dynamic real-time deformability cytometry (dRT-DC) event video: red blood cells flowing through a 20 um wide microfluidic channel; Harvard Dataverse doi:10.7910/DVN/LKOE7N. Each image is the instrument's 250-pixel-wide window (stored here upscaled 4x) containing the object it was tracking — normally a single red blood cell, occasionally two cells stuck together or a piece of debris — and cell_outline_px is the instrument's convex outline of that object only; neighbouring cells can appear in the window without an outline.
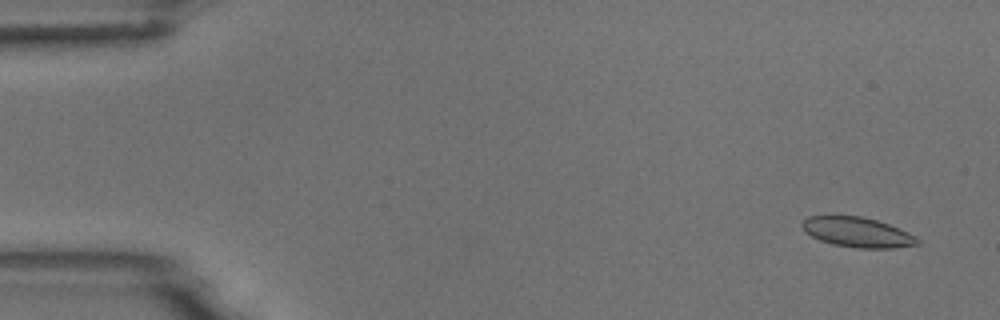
{"species": "common noctule bat (a hibernating species)", "species_latin": "Nyctalus noctula", "temperature_condition": "room temperature", "stored_images_in_passage": 4, "camera_frame_rate_fps": 3000, "um_per_image_px": 0.085, "animal": {"sex": "male", "body_mass_g": 18.8}, "frame": {"image": 1, "passage_image": 1, "time_ms": 0.0, "image_size_px": [1000, 320], "cell_outline_px": [[920, 244], [892, 248], [860, 248], [832, 244], [820, 240], [804, 232], [800, 224], [808, 216], [832, 212], [860, 216], [876, 220], [900, 228], [916, 236], [920, 240]], "centroid_in_image_um": [72.81, 19.69], "position_along_channel_um": 12.2, "area_um2": 20.87}}
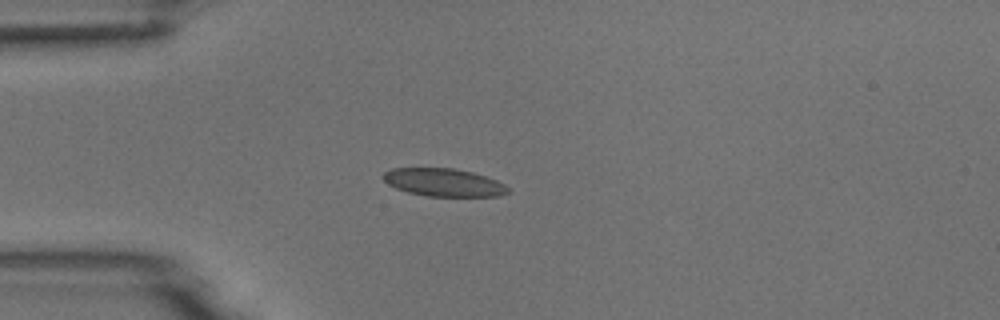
{"frame": {"image": 2, "passage_image": 4, "time_ms": 3.667, "image_size_px": [1000, 320], "cell_outline_px": [[512, 192], [500, 196], [428, 196], [408, 192], [396, 188], [388, 184], [384, 180], [384, 172], [392, 168], [452, 168], [472, 172], [496, 180], [504, 184]], "centroid_in_image_um": [37.74, 15.51], "position_along_channel_um": 47.3, "area_um2": 20.17}}